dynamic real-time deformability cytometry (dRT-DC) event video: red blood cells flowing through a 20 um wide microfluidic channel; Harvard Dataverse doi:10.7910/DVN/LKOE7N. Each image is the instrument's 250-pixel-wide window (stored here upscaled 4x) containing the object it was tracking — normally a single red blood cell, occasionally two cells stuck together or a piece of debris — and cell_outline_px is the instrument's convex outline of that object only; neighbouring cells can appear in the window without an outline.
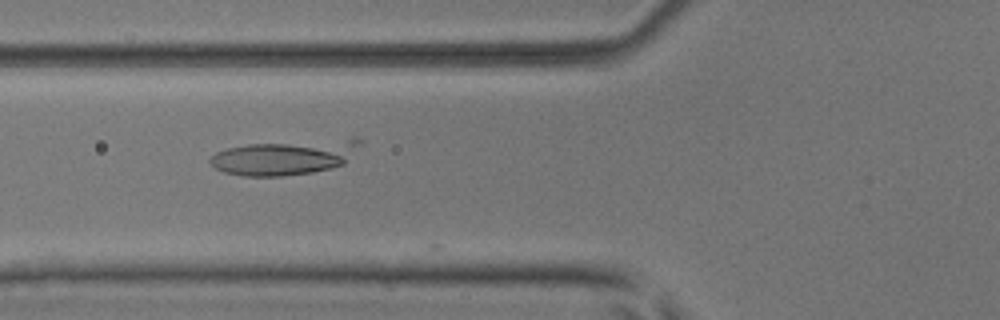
{"species": "common noctule bat (a hibernating species)", "species_latin": "Nyctalus noctula", "temperature_condition": "room temperature", "stored_images_in_passage": 21, "camera_frame_rate_fps": 3000, "um_per_image_px": 0.085, "animal": {"sex": "male", "body_mass_g": 17.9, "forearm_length_mm": 54.2}, "frame": {"image": 1, "passage_image": 20, "time_ms": 6.333, "image_size_px": [1000, 320], "cell_outline_px": [[364, 144], [344, 164], [312, 172], [280, 176], [244, 176], [224, 172], [216, 168], [208, 160], [216, 152], [228, 148], [248, 144], [352, 136], [356, 136], [364, 140]], "centroid_in_image_um": [24.35, 13.31], "position_along_channel_um": 101.4, "area_um2": 31.33}}